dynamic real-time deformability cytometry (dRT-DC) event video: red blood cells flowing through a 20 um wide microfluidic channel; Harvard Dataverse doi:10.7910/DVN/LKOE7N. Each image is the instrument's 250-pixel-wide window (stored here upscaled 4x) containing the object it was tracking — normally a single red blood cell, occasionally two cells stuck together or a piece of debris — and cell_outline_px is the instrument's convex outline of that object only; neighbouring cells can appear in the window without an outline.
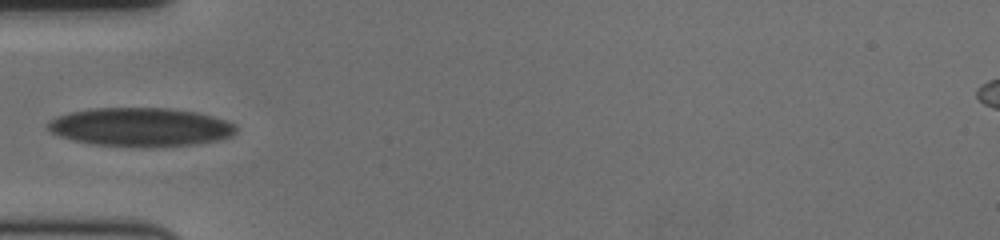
{"species": "human", "species_latin": "Homo sapiens", "temperature_condition": "cold", "stored_images_in_passage": 40, "camera_frame_rate_fps": 3000, "um_per_image_px": 0.085, "donor": {"sex": "female"}, "frame": {"image": 1, "passage_image": 1, "time_ms": 0.0, "image_size_px": [1000, 240], "cell_outline_px": [[236, 132], [232, 136], [220, 140], [200, 144], [152, 148], [144, 148], [92, 144], [72, 140], [60, 136], [52, 132], [48, 128], [48, 120], [56, 116], [68, 112], [92, 108], [168, 108], [196, 112], [212, 116], [236, 124]], "centroid_in_image_um": [11.96, 10.82], "position_along_channel_um": 73.0, "area_um2": 43.06}}
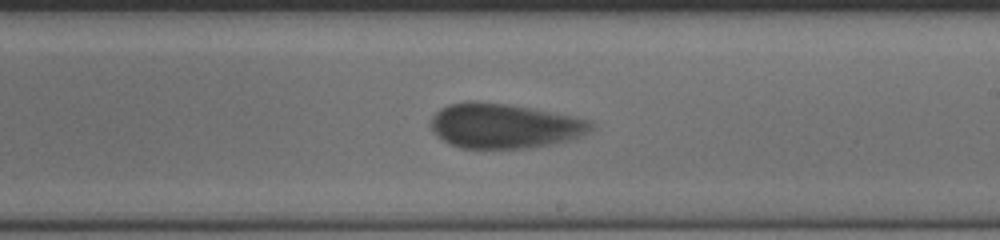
{"frame": {"image": 2, "passage_image": 16, "time_ms": 5.0, "image_size_px": [1000, 240], "cell_outline_px": [[596, 124], [588, 132], [580, 136], [568, 140], [528, 148], [460, 148], [448, 144], [432, 132], [432, 116], [440, 108], [448, 104], [468, 100], [476, 100], [508, 104], [588, 120]], "centroid_in_image_um": [42.79, 10.69], "position_along_channel_um": 246.2, "area_um2": 41.56}}
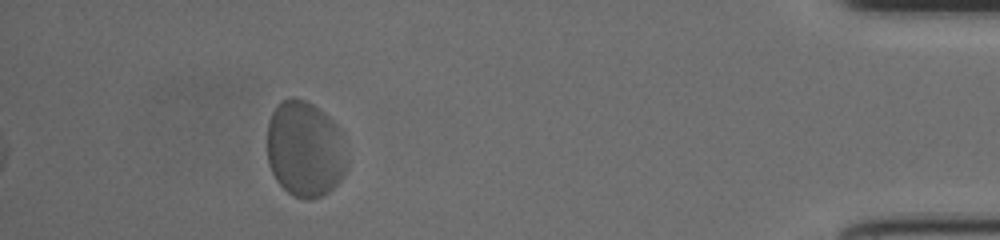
{"frame": {"image": 3, "passage_image": 35, "time_ms": 11.333, "image_size_px": [1000, 240], "cell_outline_px": [[348, 168], [344, 176], [324, 196], [308, 200], [292, 196], [276, 180], [268, 164], [268, 120], [276, 104], [280, 100], [292, 96], [296, 96], [312, 104], [324, 112], [344, 132], [348, 164]], "centroid_in_image_um": [25.96, 12.66], "position_along_channel_um": 409.2, "area_um2": 45.78}}